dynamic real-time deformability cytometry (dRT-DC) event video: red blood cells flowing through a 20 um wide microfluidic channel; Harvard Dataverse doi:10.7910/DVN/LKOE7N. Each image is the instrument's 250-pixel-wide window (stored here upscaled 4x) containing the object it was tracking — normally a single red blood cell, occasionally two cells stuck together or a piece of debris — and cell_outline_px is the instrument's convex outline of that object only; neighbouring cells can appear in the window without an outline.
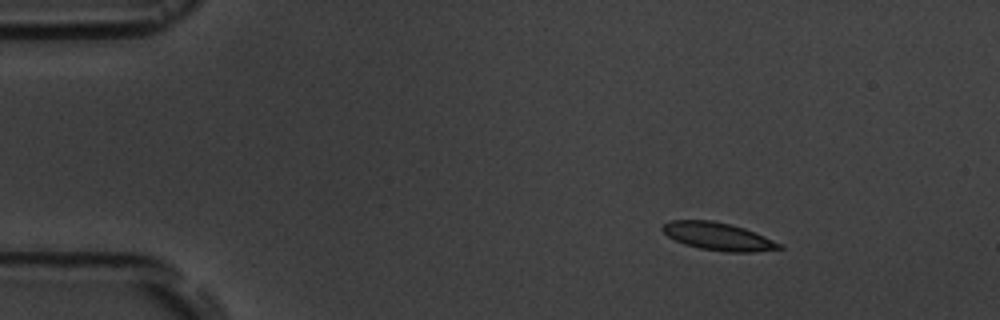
{"species": "common noctule bat (a hibernating species)", "species_latin": "Nyctalus noctula", "temperature_condition": "room temperature", "stored_images_in_passage": 10, "camera_frame_rate_fps": 3000, "um_per_image_px": 0.085, "animal": {"sex": "male", "body_mass_g": 19.5, "forearm_length_mm": 54.6}, "frame": {"image": 1, "passage_image": 1, "time_ms": 0.0, "image_size_px": [1000, 320], "cell_outline_px": [[784, 248], [752, 252], [724, 252], [700, 248], [684, 244], [668, 236], [660, 228], [664, 224], [672, 220], [712, 220], [744, 228], [784, 244]], "centroid_in_image_um": [61.06, 20.1], "position_along_channel_um": 23.9, "area_um2": 18.79}}
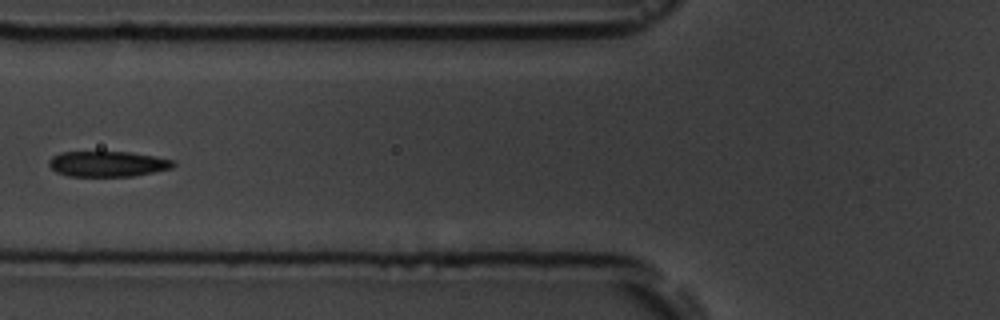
{"frame": {"image": 2, "passage_image": 5, "time_ms": 4.667, "image_size_px": [1000, 320], "cell_outline_px": [[176, 164], [172, 168], [132, 176], [68, 176], [56, 172], [48, 164], [48, 160], [52, 156], [60, 152], [128, 152], [152, 156], [172, 160]], "centroid_in_image_um": [9.1, 13.93], "position_along_channel_um": 116.7, "area_um2": 18.32}}
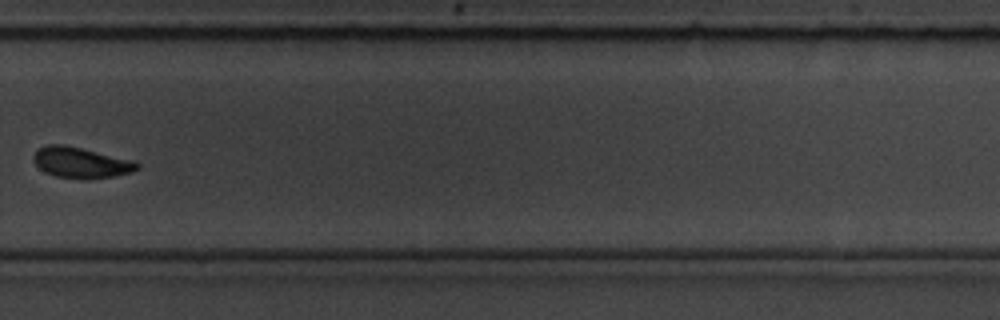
{"frame": {"image": 3, "passage_image": 10, "time_ms": 10.333, "image_size_px": [1000, 320], "cell_outline_px": [[140, 168], [132, 172], [112, 176], [84, 180], [56, 176], [44, 172], [32, 160], [32, 156], [36, 148], [48, 144], [64, 144], [136, 160], [140, 164]], "centroid_in_image_um": [6.88, 13.81], "position_along_channel_um": 322.9, "area_um2": 19.02}}